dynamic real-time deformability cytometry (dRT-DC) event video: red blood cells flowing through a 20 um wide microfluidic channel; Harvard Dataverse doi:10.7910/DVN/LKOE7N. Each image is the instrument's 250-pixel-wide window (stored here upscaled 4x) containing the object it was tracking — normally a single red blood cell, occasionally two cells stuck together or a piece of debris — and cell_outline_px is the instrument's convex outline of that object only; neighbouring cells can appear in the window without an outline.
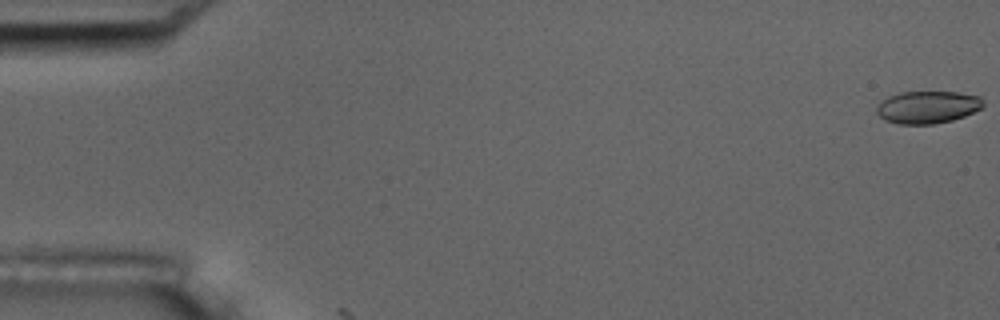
{"species": "common noctule bat (a hibernating species)", "species_latin": "Nyctalus noctula", "temperature_condition": "room temperature", "stored_images_in_passage": 3, "camera_frame_rate_fps": 3000, "um_per_image_px": 0.085, "animal": {"sex": "male", "body_mass_g": 17.5, "forearm_length_mm": 52.3}, "frame": {"image": 1, "passage_image": 1, "time_ms": 0.0, "image_size_px": [1000, 320], "cell_outline_px": [[984, 104], [980, 108], [964, 116], [952, 120], [932, 124], [896, 124], [884, 120], [876, 112], [876, 108], [888, 96], [900, 92], [956, 92], [980, 96], [984, 100]], "centroid_in_image_um": [78.84, 9.11], "position_along_channel_um": 6.2, "area_um2": 20.06}}